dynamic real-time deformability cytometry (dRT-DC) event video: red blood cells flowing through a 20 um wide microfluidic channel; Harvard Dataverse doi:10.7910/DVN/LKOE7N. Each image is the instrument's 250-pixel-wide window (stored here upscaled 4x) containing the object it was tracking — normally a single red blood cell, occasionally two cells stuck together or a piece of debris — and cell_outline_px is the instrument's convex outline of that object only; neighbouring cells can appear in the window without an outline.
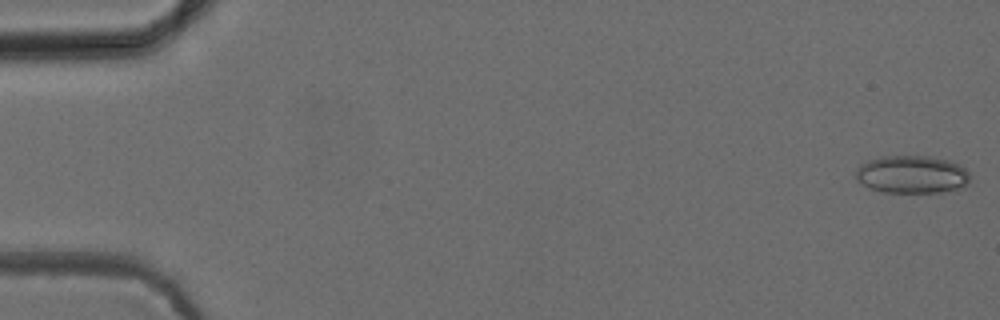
{"species": "common noctule bat (a hibernating species)", "species_latin": "Nyctalus noctula", "temperature_condition": "cold", "stored_images_in_passage": 52, "camera_frame_rate_fps": 3000, "um_per_image_px": 0.085, "animal": {"sex": "female", "body_mass_g": 24.6, "forearm_length_mm": 56.2}, "frame": {"image": 1, "passage_image": 1, "time_ms": 0.0, "image_size_px": [1000, 320], "cell_outline_px": [[968, 184], [964, 188], [940, 192], [880, 192], [856, 180], [856, 168], [860, 164], [868, 160], [880, 156], [928, 156], [952, 160], [960, 164], [968, 172]], "centroid_in_image_um": [77.53, 14.82], "position_along_channel_um": 7.5, "area_um2": 25.37}}
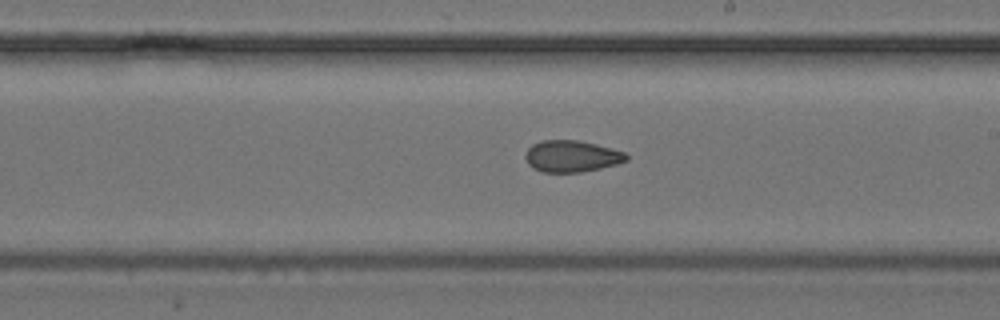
{"frame": {"image": 2, "passage_image": 30, "time_ms": 9.667, "image_size_px": [1000, 320], "cell_outline_px": [[628, 160], [616, 164], [600, 168], [580, 172], [540, 172], [532, 168], [528, 164], [524, 156], [528, 148], [532, 144], [540, 140], [576, 140], [596, 144], [612, 148], [624, 152], [628, 156]], "centroid_in_image_um": [48.56, 13.28], "position_along_channel_um": 240.4, "area_um2": 18.67}}
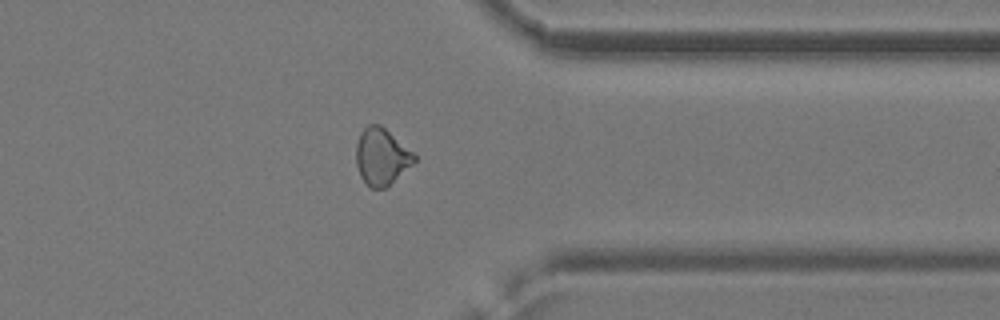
{"frame": {"image": 3, "passage_image": 41, "time_ms": 13.333, "image_size_px": [1000, 320], "cell_outline_px": [[416, 160], [412, 164], [384, 188], [368, 188], [360, 176], [356, 164], [356, 144], [360, 132], [368, 124], [380, 124], [412, 152], [416, 156]], "centroid_in_image_um": [32.38, 13.31], "position_along_channel_um": 379.0, "area_um2": 18.96}, "authors_computed_cell_mechanics": {"area_um2": 19.8543, "velocity_mm_per_s": 3.9565, "shape_relaxation_time_tau1_ms": null, "shape_relaxation_time_tau2_ms": 4.3989, "deformation_change_tau1": null, "deformation_change_tau2": 0.0948}}